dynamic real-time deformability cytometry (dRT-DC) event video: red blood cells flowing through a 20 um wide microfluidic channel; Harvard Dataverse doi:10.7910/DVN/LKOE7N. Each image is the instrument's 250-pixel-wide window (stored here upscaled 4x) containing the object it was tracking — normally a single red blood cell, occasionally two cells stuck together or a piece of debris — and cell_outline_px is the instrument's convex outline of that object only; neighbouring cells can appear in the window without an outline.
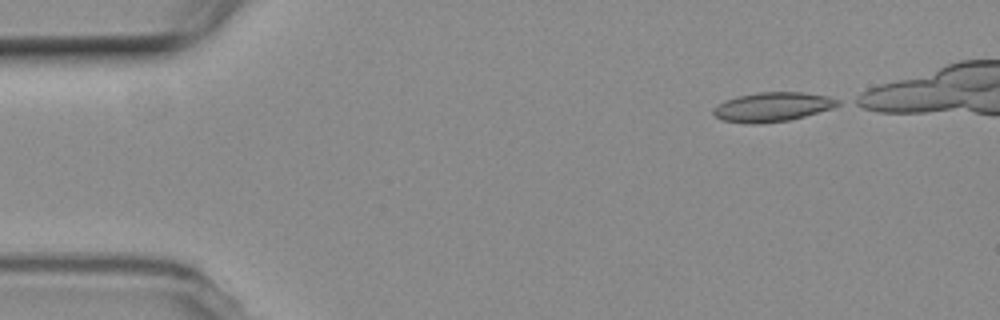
{"species": "common noctule bat (a hibernating species)", "species_latin": "Nyctalus noctula", "temperature_condition": "room temperature", "stored_images_in_passage": 7, "camera_frame_rate_fps": 3000, "um_per_image_px": 0.085, "animal": {"sex": "female", "body_mass_g": 19.3, "forearm_length_mm": 54.1}, "frame": {"image": 1, "passage_image": 1, "time_ms": 0.0, "image_size_px": [1000, 320], "cell_outline_px": [[840, 104], [832, 108], [804, 116], [788, 120], [760, 124], [748, 124], [724, 120], [716, 116], [712, 112], [712, 108], [716, 104], [740, 96], [760, 92], [804, 92], [828, 96], [840, 100]], "centroid_in_image_um": [65.66, 9.09], "position_along_channel_um": 19.3, "area_um2": 21.1}}